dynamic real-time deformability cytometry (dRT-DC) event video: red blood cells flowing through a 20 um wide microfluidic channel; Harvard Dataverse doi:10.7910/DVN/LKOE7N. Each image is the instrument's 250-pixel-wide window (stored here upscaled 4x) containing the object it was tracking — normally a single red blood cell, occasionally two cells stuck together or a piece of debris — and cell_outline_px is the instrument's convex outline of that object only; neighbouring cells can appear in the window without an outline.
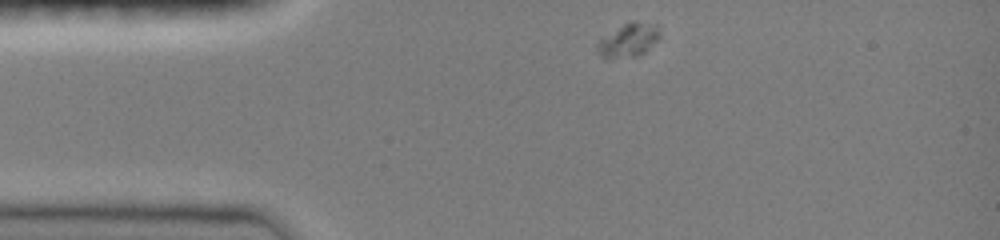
{"species": "common noctule bat (a hibernating species)", "species_latin": "Nyctalus noctula", "temperature_condition": "room temperature", "stored_images_in_passage": 11, "camera_frame_rate_fps": 3000, "um_per_image_px": 0.085, "animal": {"sex": "female", "body_mass_g": 19.0, "forearm_length_mm": 51.5}, "frame": {"image": 1, "passage_image": 1, "time_ms": 0.0, "image_size_px": [1000, 240], "cell_outline_px": [[660, 36], [644, 52], [636, 56], [608, 60], [600, 56], [596, 48], [596, 44], [600, 40], [624, 24], [632, 20], [656, 24]], "centroid_in_image_um": [53.39, 3.44], "position_along_channel_um": 31.6, "area_um2": 12.08}}
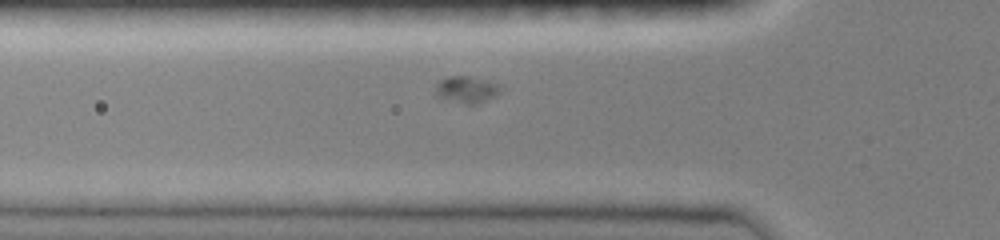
{"frame": {"image": 2, "passage_image": 7, "time_ms": 2.0, "image_size_px": [1000, 240], "cell_outline_px": [[504, 88], [496, 96], [476, 104], [464, 104], [436, 96], [436, 84], [440, 80], [448, 76], [468, 76], [500, 84]], "centroid_in_image_um": [39.69, 7.61], "position_along_channel_um": 86.1, "area_um2": 10.17}}